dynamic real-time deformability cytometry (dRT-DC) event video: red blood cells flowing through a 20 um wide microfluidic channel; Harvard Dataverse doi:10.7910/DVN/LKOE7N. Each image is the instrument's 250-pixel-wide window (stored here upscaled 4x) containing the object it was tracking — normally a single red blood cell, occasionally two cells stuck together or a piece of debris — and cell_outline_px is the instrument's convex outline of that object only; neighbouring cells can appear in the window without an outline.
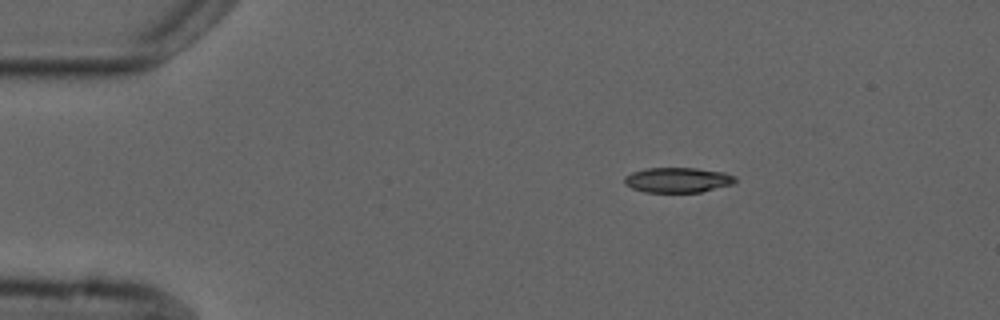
{"species": "common noctule bat (a hibernating species)", "species_latin": "Nyctalus noctula", "temperature_condition": "cold", "stored_images_in_passage": 3, "camera_frame_rate_fps": 3000, "um_per_image_px": 0.085, "animal": {"sex": "male", "forearm_length_mm": 52.5}, "frame": {"image": 1, "passage_image": 1, "time_ms": 0.0, "image_size_px": [1000, 320], "cell_outline_px": [[736, 180], [732, 184], [700, 192], [644, 192], [632, 188], [624, 184], [624, 176], [632, 172], [644, 168], [696, 168], [724, 172], [736, 176]], "centroid_in_image_um": [57.58, 15.29], "position_along_channel_um": 27.4, "area_um2": 16.24}}
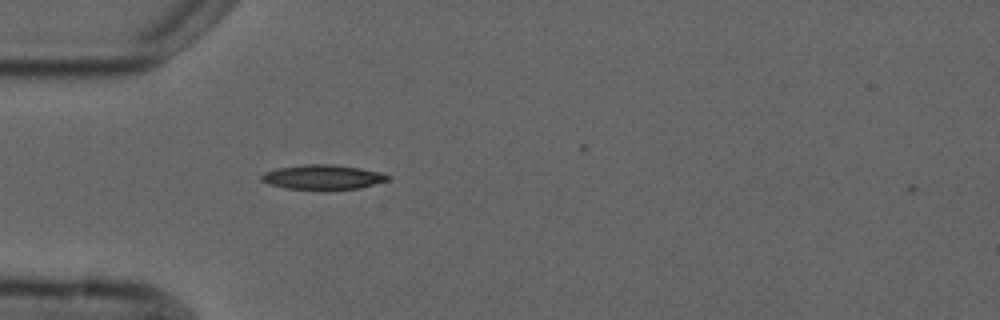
{"frame": {"image": 2, "passage_image": 3, "time_ms": 2.333, "image_size_px": [1000, 320], "cell_outline_px": [[388, 180], [360, 188], [324, 192], [284, 188], [268, 184], [260, 180], [260, 176], [264, 172], [280, 168], [304, 164], [332, 164], [360, 168], [384, 172], [388, 176]], "centroid_in_image_um": [27.42, 15.09], "position_along_channel_um": 57.6, "area_um2": 18.84}}